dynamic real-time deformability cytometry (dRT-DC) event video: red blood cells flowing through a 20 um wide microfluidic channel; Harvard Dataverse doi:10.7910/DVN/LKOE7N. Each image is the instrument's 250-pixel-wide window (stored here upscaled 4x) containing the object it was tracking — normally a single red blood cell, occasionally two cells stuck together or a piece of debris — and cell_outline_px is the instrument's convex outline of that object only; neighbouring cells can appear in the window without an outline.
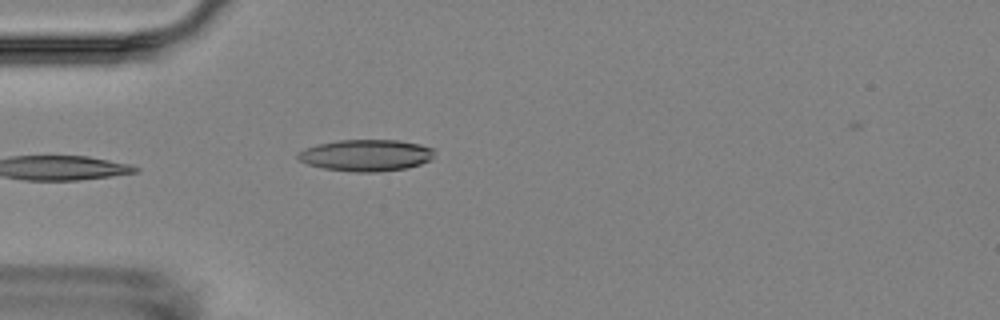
{"species": "Egyptian fruit bat (a non-hibernating species)", "species_latin": "Rousettus aegyptiacus", "temperature_condition": "room temperature", "stored_images_in_passage": 4, "camera_frame_rate_fps": 3000, "um_per_image_px": 0.085, "animal": {"sex": "female"}, "frame": {"image": 1, "passage_image": 4, "time_ms": 4.333, "image_size_px": [1000, 320], "cell_outline_px": [[432, 160], [408, 168], [376, 172], [356, 172], [324, 168], [308, 164], [300, 160], [296, 156], [296, 152], [304, 148], [316, 144], [340, 140], [400, 140], [420, 144], [432, 148]], "centroid_in_image_um": [31.09, 13.19], "position_along_channel_um": 53.9, "area_um2": 25.2}}